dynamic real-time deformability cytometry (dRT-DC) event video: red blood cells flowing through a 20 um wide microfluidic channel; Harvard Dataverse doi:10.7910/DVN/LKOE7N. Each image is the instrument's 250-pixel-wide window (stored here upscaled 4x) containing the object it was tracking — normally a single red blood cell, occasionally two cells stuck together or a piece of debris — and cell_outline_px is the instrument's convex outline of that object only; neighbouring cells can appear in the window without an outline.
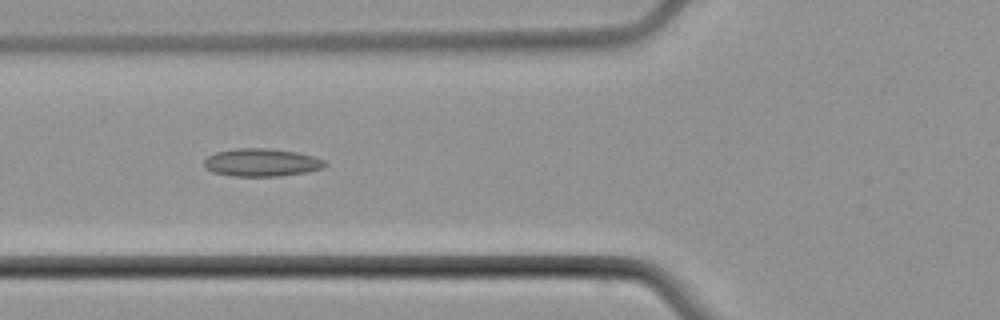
{"species": "common noctule bat (a hibernating species)", "species_latin": "Nyctalus noctula", "temperature_condition": "cold", "stored_images_in_passage": 3, "camera_frame_rate_fps": 3000, "um_per_image_px": 0.085, "animal": {"sex": "male", "body_mass_g": 21.5, "forearm_length_mm": 52.0}, "frame": {"image": 1, "passage_image": 2, "time_ms": 1.0, "image_size_px": [1000, 320], "cell_outline_px": [[328, 164], [324, 168], [308, 172], [280, 176], [232, 176], [212, 172], [204, 168], [204, 160], [208, 156], [216, 152], [236, 148], [268, 148], [296, 152], [312, 156], [324, 160]], "centroid_in_image_um": [22.23, 13.82], "position_along_channel_um": 103.6, "area_um2": 19.77}}
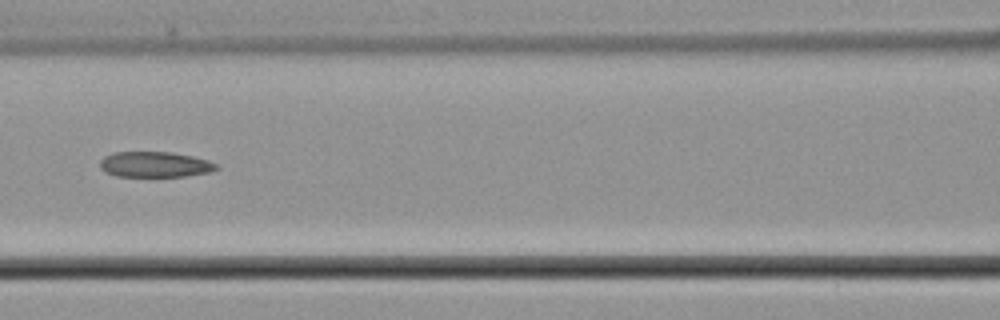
{"frame": {"image": 2, "passage_image": 3, "time_ms": 2.333, "image_size_px": [1000, 320], "cell_outline_px": [[220, 168], [212, 172], [184, 176], [116, 176], [104, 172], [100, 168], [100, 160], [104, 156], [112, 152], [172, 152], [192, 156], [208, 160], [216, 164]], "centroid_in_image_um": [13.16, 13.98], "position_along_channel_um": 153.4, "area_um2": 17.46}}